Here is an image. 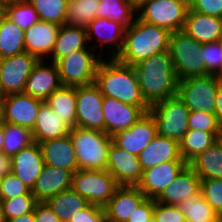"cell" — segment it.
<instances>
[{"label":"cell","mask_w":222,"mask_h":222,"mask_svg":"<svg viewBox=\"0 0 222 222\" xmlns=\"http://www.w3.org/2000/svg\"><path fill=\"white\" fill-rule=\"evenodd\" d=\"M94 84L103 96L139 106L145 113L149 112L150 105L142 95L134 66L122 63L113 57L106 61L101 60L96 70Z\"/></svg>","instance_id":"6da1fadb"},{"label":"cell","mask_w":222,"mask_h":222,"mask_svg":"<svg viewBox=\"0 0 222 222\" xmlns=\"http://www.w3.org/2000/svg\"><path fill=\"white\" fill-rule=\"evenodd\" d=\"M145 101L152 105L177 95L178 79L168 51L134 65Z\"/></svg>","instance_id":"7a4b0ae2"},{"label":"cell","mask_w":222,"mask_h":222,"mask_svg":"<svg viewBox=\"0 0 222 222\" xmlns=\"http://www.w3.org/2000/svg\"><path fill=\"white\" fill-rule=\"evenodd\" d=\"M170 35L168 29L136 17L125 29L124 45L116 58L122 63L134 66L152 55L168 51Z\"/></svg>","instance_id":"3957f363"},{"label":"cell","mask_w":222,"mask_h":222,"mask_svg":"<svg viewBox=\"0 0 222 222\" xmlns=\"http://www.w3.org/2000/svg\"><path fill=\"white\" fill-rule=\"evenodd\" d=\"M78 169L106 170L112 136L101 130L74 127L70 129Z\"/></svg>","instance_id":"277c9868"},{"label":"cell","mask_w":222,"mask_h":222,"mask_svg":"<svg viewBox=\"0 0 222 222\" xmlns=\"http://www.w3.org/2000/svg\"><path fill=\"white\" fill-rule=\"evenodd\" d=\"M169 53L178 81L207 75L202 63V43L194 40L185 31L171 32Z\"/></svg>","instance_id":"5b68a950"},{"label":"cell","mask_w":222,"mask_h":222,"mask_svg":"<svg viewBox=\"0 0 222 222\" xmlns=\"http://www.w3.org/2000/svg\"><path fill=\"white\" fill-rule=\"evenodd\" d=\"M189 3L184 0H140L137 17L146 23L168 29L183 30Z\"/></svg>","instance_id":"8992f818"},{"label":"cell","mask_w":222,"mask_h":222,"mask_svg":"<svg viewBox=\"0 0 222 222\" xmlns=\"http://www.w3.org/2000/svg\"><path fill=\"white\" fill-rule=\"evenodd\" d=\"M189 112L190 110L177 95L149 107V113L156 121L158 134L178 142L189 130Z\"/></svg>","instance_id":"52a82bcc"},{"label":"cell","mask_w":222,"mask_h":222,"mask_svg":"<svg viewBox=\"0 0 222 222\" xmlns=\"http://www.w3.org/2000/svg\"><path fill=\"white\" fill-rule=\"evenodd\" d=\"M119 187L107 170L78 169L72 175L71 188L90 204L104 207Z\"/></svg>","instance_id":"ba28073f"},{"label":"cell","mask_w":222,"mask_h":222,"mask_svg":"<svg viewBox=\"0 0 222 222\" xmlns=\"http://www.w3.org/2000/svg\"><path fill=\"white\" fill-rule=\"evenodd\" d=\"M220 85L217 75L189 77L178 81L177 96L190 111L214 114L216 93Z\"/></svg>","instance_id":"9c48e42d"},{"label":"cell","mask_w":222,"mask_h":222,"mask_svg":"<svg viewBox=\"0 0 222 222\" xmlns=\"http://www.w3.org/2000/svg\"><path fill=\"white\" fill-rule=\"evenodd\" d=\"M90 48L80 49L59 59L57 65L63 86H85L95 82L96 70L102 59Z\"/></svg>","instance_id":"30bf717a"},{"label":"cell","mask_w":222,"mask_h":222,"mask_svg":"<svg viewBox=\"0 0 222 222\" xmlns=\"http://www.w3.org/2000/svg\"><path fill=\"white\" fill-rule=\"evenodd\" d=\"M38 59L28 52L0 58V96L23 93Z\"/></svg>","instance_id":"8fae6325"},{"label":"cell","mask_w":222,"mask_h":222,"mask_svg":"<svg viewBox=\"0 0 222 222\" xmlns=\"http://www.w3.org/2000/svg\"><path fill=\"white\" fill-rule=\"evenodd\" d=\"M103 98L104 96L94 83L76 86V127L105 132V119L102 110Z\"/></svg>","instance_id":"7c38bea8"},{"label":"cell","mask_w":222,"mask_h":222,"mask_svg":"<svg viewBox=\"0 0 222 222\" xmlns=\"http://www.w3.org/2000/svg\"><path fill=\"white\" fill-rule=\"evenodd\" d=\"M157 135L156 121L146 112L129 129L120 130L112 138L119 148L138 156Z\"/></svg>","instance_id":"4fadbf2b"},{"label":"cell","mask_w":222,"mask_h":222,"mask_svg":"<svg viewBox=\"0 0 222 222\" xmlns=\"http://www.w3.org/2000/svg\"><path fill=\"white\" fill-rule=\"evenodd\" d=\"M106 170L119 186H137L143 175L138 156L119 148L114 142L110 145Z\"/></svg>","instance_id":"5bb4252c"},{"label":"cell","mask_w":222,"mask_h":222,"mask_svg":"<svg viewBox=\"0 0 222 222\" xmlns=\"http://www.w3.org/2000/svg\"><path fill=\"white\" fill-rule=\"evenodd\" d=\"M4 103V122L33 129L39 107L44 102L25 93L2 97Z\"/></svg>","instance_id":"9a60e30c"},{"label":"cell","mask_w":222,"mask_h":222,"mask_svg":"<svg viewBox=\"0 0 222 222\" xmlns=\"http://www.w3.org/2000/svg\"><path fill=\"white\" fill-rule=\"evenodd\" d=\"M187 165L185 161H168L143 170L137 187L147 198L156 199Z\"/></svg>","instance_id":"2e32d148"},{"label":"cell","mask_w":222,"mask_h":222,"mask_svg":"<svg viewBox=\"0 0 222 222\" xmlns=\"http://www.w3.org/2000/svg\"><path fill=\"white\" fill-rule=\"evenodd\" d=\"M102 110L105 119V133L114 136L120 130L129 129L145 112L139 107L104 96Z\"/></svg>","instance_id":"e0dca14e"},{"label":"cell","mask_w":222,"mask_h":222,"mask_svg":"<svg viewBox=\"0 0 222 222\" xmlns=\"http://www.w3.org/2000/svg\"><path fill=\"white\" fill-rule=\"evenodd\" d=\"M47 66L44 60L34 65L23 93L45 101L56 89L62 86L57 65L54 62Z\"/></svg>","instance_id":"ac0fdd59"},{"label":"cell","mask_w":222,"mask_h":222,"mask_svg":"<svg viewBox=\"0 0 222 222\" xmlns=\"http://www.w3.org/2000/svg\"><path fill=\"white\" fill-rule=\"evenodd\" d=\"M146 198L137 186H119L104 206L107 222H127Z\"/></svg>","instance_id":"d6986e66"},{"label":"cell","mask_w":222,"mask_h":222,"mask_svg":"<svg viewBox=\"0 0 222 222\" xmlns=\"http://www.w3.org/2000/svg\"><path fill=\"white\" fill-rule=\"evenodd\" d=\"M60 27L59 24L39 21L25 30V52L38 60L48 58L53 51Z\"/></svg>","instance_id":"ffe728a7"},{"label":"cell","mask_w":222,"mask_h":222,"mask_svg":"<svg viewBox=\"0 0 222 222\" xmlns=\"http://www.w3.org/2000/svg\"><path fill=\"white\" fill-rule=\"evenodd\" d=\"M11 160V172L32 190L45 165L39 143L23 148Z\"/></svg>","instance_id":"44dd1931"},{"label":"cell","mask_w":222,"mask_h":222,"mask_svg":"<svg viewBox=\"0 0 222 222\" xmlns=\"http://www.w3.org/2000/svg\"><path fill=\"white\" fill-rule=\"evenodd\" d=\"M70 170L44 165L31 192L37 202H46L52 196L68 190L72 186Z\"/></svg>","instance_id":"7402d4cb"},{"label":"cell","mask_w":222,"mask_h":222,"mask_svg":"<svg viewBox=\"0 0 222 222\" xmlns=\"http://www.w3.org/2000/svg\"><path fill=\"white\" fill-rule=\"evenodd\" d=\"M200 182L199 176L187 165L155 201L165 205L178 206L188 197L200 193Z\"/></svg>","instance_id":"603a6c76"},{"label":"cell","mask_w":222,"mask_h":222,"mask_svg":"<svg viewBox=\"0 0 222 222\" xmlns=\"http://www.w3.org/2000/svg\"><path fill=\"white\" fill-rule=\"evenodd\" d=\"M39 145L45 165L64 168L72 173L78 170L77 157L69 134L46 140Z\"/></svg>","instance_id":"cb8c5ba5"},{"label":"cell","mask_w":222,"mask_h":222,"mask_svg":"<svg viewBox=\"0 0 222 222\" xmlns=\"http://www.w3.org/2000/svg\"><path fill=\"white\" fill-rule=\"evenodd\" d=\"M183 31L202 44L218 42L222 39V18L188 9Z\"/></svg>","instance_id":"d4e9b609"},{"label":"cell","mask_w":222,"mask_h":222,"mask_svg":"<svg viewBox=\"0 0 222 222\" xmlns=\"http://www.w3.org/2000/svg\"><path fill=\"white\" fill-rule=\"evenodd\" d=\"M125 29L122 24L111 19L95 18L86 28L88 43L96 36L100 46L111 45L110 57L116 58L124 45Z\"/></svg>","instance_id":"484cf974"},{"label":"cell","mask_w":222,"mask_h":222,"mask_svg":"<svg viewBox=\"0 0 222 222\" xmlns=\"http://www.w3.org/2000/svg\"><path fill=\"white\" fill-rule=\"evenodd\" d=\"M142 170L168 161H184L181 158L179 142L157 135L138 155Z\"/></svg>","instance_id":"4316f807"},{"label":"cell","mask_w":222,"mask_h":222,"mask_svg":"<svg viewBox=\"0 0 222 222\" xmlns=\"http://www.w3.org/2000/svg\"><path fill=\"white\" fill-rule=\"evenodd\" d=\"M31 131L34 142L41 143L68 135L70 128L60 121V117L55 114V111L49 105L43 102L39 107L38 115Z\"/></svg>","instance_id":"83f0119b"},{"label":"cell","mask_w":222,"mask_h":222,"mask_svg":"<svg viewBox=\"0 0 222 222\" xmlns=\"http://www.w3.org/2000/svg\"><path fill=\"white\" fill-rule=\"evenodd\" d=\"M87 43V30L85 28L61 25L50 55L51 62L56 63L72 52L87 48Z\"/></svg>","instance_id":"f1b7e54d"},{"label":"cell","mask_w":222,"mask_h":222,"mask_svg":"<svg viewBox=\"0 0 222 222\" xmlns=\"http://www.w3.org/2000/svg\"><path fill=\"white\" fill-rule=\"evenodd\" d=\"M70 129L76 127V87L61 86L56 89L45 101Z\"/></svg>","instance_id":"f546056e"},{"label":"cell","mask_w":222,"mask_h":222,"mask_svg":"<svg viewBox=\"0 0 222 222\" xmlns=\"http://www.w3.org/2000/svg\"><path fill=\"white\" fill-rule=\"evenodd\" d=\"M46 203L62 222H69L73 216L90 204L72 188L52 196Z\"/></svg>","instance_id":"4dcf8cb0"},{"label":"cell","mask_w":222,"mask_h":222,"mask_svg":"<svg viewBox=\"0 0 222 222\" xmlns=\"http://www.w3.org/2000/svg\"><path fill=\"white\" fill-rule=\"evenodd\" d=\"M137 15V3L134 0H100L96 8V18H107L128 28Z\"/></svg>","instance_id":"1f68e13d"},{"label":"cell","mask_w":222,"mask_h":222,"mask_svg":"<svg viewBox=\"0 0 222 222\" xmlns=\"http://www.w3.org/2000/svg\"><path fill=\"white\" fill-rule=\"evenodd\" d=\"M201 180L222 178V147L214 143L188 164Z\"/></svg>","instance_id":"d6a6232c"},{"label":"cell","mask_w":222,"mask_h":222,"mask_svg":"<svg viewBox=\"0 0 222 222\" xmlns=\"http://www.w3.org/2000/svg\"><path fill=\"white\" fill-rule=\"evenodd\" d=\"M217 134L218 132L188 130L179 141L181 158L189 164L200 153L206 151L217 142Z\"/></svg>","instance_id":"836d02e7"},{"label":"cell","mask_w":222,"mask_h":222,"mask_svg":"<svg viewBox=\"0 0 222 222\" xmlns=\"http://www.w3.org/2000/svg\"><path fill=\"white\" fill-rule=\"evenodd\" d=\"M25 31L7 17L0 25V58L25 52Z\"/></svg>","instance_id":"e575fe53"},{"label":"cell","mask_w":222,"mask_h":222,"mask_svg":"<svg viewBox=\"0 0 222 222\" xmlns=\"http://www.w3.org/2000/svg\"><path fill=\"white\" fill-rule=\"evenodd\" d=\"M99 4L100 0H69L64 25L86 29L96 18Z\"/></svg>","instance_id":"d590c367"},{"label":"cell","mask_w":222,"mask_h":222,"mask_svg":"<svg viewBox=\"0 0 222 222\" xmlns=\"http://www.w3.org/2000/svg\"><path fill=\"white\" fill-rule=\"evenodd\" d=\"M178 208L184 214L186 222H208L210 219H222L205 201L201 193L183 200Z\"/></svg>","instance_id":"8d00e7d4"},{"label":"cell","mask_w":222,"mask_h":222,"mask_svg":"<svg viewBox=\"0 0 222 222\" xmlns=\"http://www.w3.org/2000/svg\"><path fill=\"white\" fill-rule=\"evenodd\" d=\"M32 143H34V140L31 129L7 122L4 123V154L12 157Z\"/></svg>","instance_id":"74e56055"},{"label":"cell","mask_w":222,"mask_h":222,"mask_svg":"<svg viewBox=\"0 0 222 222\" xmlns=\"http://www.w3.org/2000/svg\"><path fill=\"white\" fill-rule=\"evenodd\" d=\"M69 0H28L38 13L40 21L65 24Z\"/></svg>","instance_id":"f35d334b"},{"label":"cell","mask_w":222,"mask_h":222,"mask_svg":"<svg viewBox=\"0 0 222 222\" xmlns=\"http://www.w3.org/2000/svg\"><path fill=\"white\" fill-rule=\"evenodd\" d=\"M6 16L24 31L40 21L38 13L28 1L6 5Z\"/></svg>","instance_id":"ab89813d"},{"label":"cell","mask_w":222,"mask_h":222,"mask_svg":"<svg viewBox=\"0 0 222 222\" xmlns=\"http://www.w3.org/2000/svg\"><path fill=\"white\" fill-rule=\"evenodd\" d=\"M0 203L5 219H11L33 212L37 201L33 194H26L12 199L0 200Z\"/></svg>","instance_id":"60d3db41"},{"label":"cell","mask_w":222,"mask_h":222,"mask_svg":"<svg viewBox=\"0 0 222 222\" xmlns=\"http://www.w3.org/2000/svg\"><path fill=\"white\" fill-rule=\"evenodd\" d=\"M200 193L215 212L222 216V178L201 180Z\"/></svg>","instance_id":"b9f144b4"},{"label":"cell","mask_w":222,"mask_h":222,"mask_svg":"<svg viewBox=\"0 0 222 222\" xmlns=\"http://www.w3.org/2000/svg\"><path fill=\"white\" fill-rule=\"evenodd\" d=\"M202 63L207 75H219L222 72V42L202 44Z\"/></svg>","instance_id":"7bdbcfd3"},{"label":"cell","mask_w":222,"mask_h":222,"mask_svg":"<svg viewBox=\"0 0 222 222\" xmlns=\"http://www.w3.org/2000/svg\"><path fill=\"white\" fill-rule=\"evenodd\" d=\"M219 125L215 114L204 111H190L188 118L189 130L218 132Z\"/></svg>","instance_id":"ee69618b"},{"label":"cell","mask_w":222,"mask_h":222,"mask_svg":"<svg viewBox=\"0 0 222 222\" xmlns=\"http://www.w3.org/2000/svg\"><path fill=\"white\" fill-rule=\"evenodd\" d=\"M26 194H32L31 189L12 172L3 177L0 200L12 199Z\"/></svg>","instance_id":"f6af8a7d"},{"label":"cell","mask_w":222,"mask_h":222,"mask_svg":"<svg viewBox=\"0 0 222 222\" xmlns=\"http://www.w3.org/2000/svg\"><path fill=\"white\" fill-rule=\"evenodd\" d=\"M154 222H186L184 214L178 206L165 205L155 201L153 211Z\"/></svg>","instance_id":"bcb514c9"},{"label":"cell","mask_w":222,"mask_h":222,"mask_svg":"<svg viewBox=\"0 0 222 222\" xmlns=\"http://www.w3.org/2000/svg\"><path fill=\"white\" fill-rule=\"evenodd\" d=\"M69 222H107V215L104 207L89 204L73 216Z\"/></svg>","instance_id":"7dc6e473"},{"label":"cell","mask_w":222,"mask_h":222,"mask_svg":"<svg viewBox=\"0 0 222 222\" xmlns=\"http://www.w3.org/2000/svg\"><path fill=\"white\" fill-rule=\"evenodd\" d=\"M189 9L201 14L222 18V0H191Z\"/></svg>","instance_id":"c3c4849f"},{"label":"cell","mask_w":222,"mask_h":222,"mask_svg":"<svg viewBox=\"0 0 222 222\" xmlns=\"http://www.w3.org/2000/svg\"><path fill=\"white\" fill-rule=\"evenodd\" d=\"M155 199L146 198L134 213L130 216L127 222H152Z\"/></svg>","instance_id":"681fc988"},{"label":"cell","mask_w":222,"mask_h":222,"mask_svg":"<svg viewBox=\"0 0 222 222\" xmlns=\"http://www.w3.org/2000/svg\"><path fill=\"white\" fill-rule=\"evenodd\" d=\"M34 217L35 222H62L46 202H37L34 208Z\"/></svg>","instance_id":"f907efd6"},{"label":"cell","mask_w":222,"mask_h":222,"mask_svg":"<svg viewBox=\"0 0 222 222\" xmlns=\"http://www.w3.org/2000/svg\"><path fill=\"white\" fill-rule=\"evenodd\" d=\"M11 171H12L11 157L1 152L0 153V175L4 177L8 173H11Z\"/></svg>","instance_id":"816d5d0a"},{"label":"cell","mask_w":222,"mask_h":222,"mask_svg":"<svg viewBox=\"0 0 222 222\" xmlns=\"http://www.w3.org/2000/svg\"><path fill=\"white\" fill-rule=\"evenodd\" d=\"M219 127H222V85L219 86V89L216 93V103H215V112H214Z\"/></svg>","instance_id":"f5cc1de1"},{"label":"cell","mask_w":222,"mask_h":222,"mask_svg":"<svg viewBox=\"0 0 222 222\" xmlns=\"http://www.w3.org/2000/svg\"><path fill=\"white\" fill-rule=\"evenodd\" d=\"M5 222H35L34 211L17 218L6 219Z\"/></svg>","instance_id":"db71d44e"},{"label":"cell","mask_w":222,"mask_h":222,"mask_svg":"<svg viewBox=\"0 0 222 222\" xmlns=\"http://www.w3.org/2000/svg\"><path fill=\"white\" fill-rule=\"evenodd\" d=\"M6 17V5L0 2V25Z\"/></svg>","instance_id":"11a10c76"},{"label":"cell","mask_w":222,"mask_h":222,"mask_svg":"<svg viewBox=\"0 0 222 222\" xmlns=\"http://www.w3.org/2000/svg\"><path fill=\"white\" fill-rule=\"evenodd\" d=\"M4 103L3 98L0 96V124H4Z\"/></svg>","instance_id":"9f6ffc18"},{"label":"cell","mask_w":222,"mask_h":222,"mask_svg":"<svg viewBox=\"0 0 222 222\" xmlns=\"http://www.w3.org/2000/svg\"><path fill=\"white\" fill-rule=\"evenodd\" d=\"M4 124H0V153L3 152Z\"/></svg>","instance_id":"6f0895ef"},{"label":"cell","mask_w":222,"mask_h":222,"mask_svg":"<svg viewBox=\"0 0 222 222\" xmlns=\"http://www.w3.org/2000/svg\"><path fill=\"white\" fill-rule=\"evenodd\" d=\"M28 0H0L1 3L4 5L14 4V3H21V2H27Z\"/></svg>","instance_id":"680465c9"},{"label":"cell","mask_w":222,"mask_h":222,"mask_svg":"<svg viewBox=\"0 0 222 222\" xmlns=\"http://www.w3.org/2000/svg\"><path fill=\"white\" fill-rule=\"evenodd\" d=\"M217 142L220 144L222 147V127L219 128L218 134H217Z\"/></svg>","instance_id":"91938a15"},{"label":"cell","mask_w":222,"mask_h":222,"mask_svg":"<svg viewBox=\"0 0 222 222\" xmlns=\"http://www.w3.org/2000/svg\"><path fill=\"white\" fill-rule=\"evenodd\" d=\"M5 221H6V219H5V216L3 213L2 205L0 203V222H5Z\"/></svg>","instance_id":"94428289"},{"label":"cell","mask_w":222,"mask_h":222,"mask_svg":"<svg viewBox=\"0 0 222 222\" xmlns=\"http://www.w3.org/2000/svg\"><path fill=\"white\" fill-rule=\"evenodd\" d=\"M208 222H222V219H210Z\"/></svg>","instance_id":"6125c7cd"},{"label":"cell","mask_w":222,"mask_h":222,"mask_svg":"<svg viewBox=\"0 0 222 222\" xmlns=\"http://www.w3.org/2000/svg\"><path fill=\"white\" fill-rule=\"evenodd\" d=\"M220 79V84L222 85V72L218 75Z\"/></svg>","instance_id":"be15d7a7"},{"label":"cell","mask_w":222,"mask_h":222,"mask_svg":"<svg viewBox=\"0 0 222 222\" xmlns=\"http://www.w3.org/2000/svg\"><path fill=\"white\" fill-rule=\"evenodd\" d=\"M2 179H3V177L0 175V191H1V187H2Z\"/></svg>","instance_id":"e7e4bbea"}]
</instances>
